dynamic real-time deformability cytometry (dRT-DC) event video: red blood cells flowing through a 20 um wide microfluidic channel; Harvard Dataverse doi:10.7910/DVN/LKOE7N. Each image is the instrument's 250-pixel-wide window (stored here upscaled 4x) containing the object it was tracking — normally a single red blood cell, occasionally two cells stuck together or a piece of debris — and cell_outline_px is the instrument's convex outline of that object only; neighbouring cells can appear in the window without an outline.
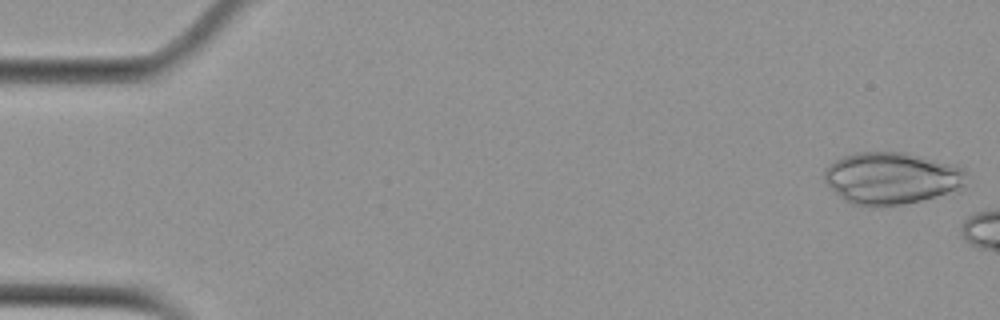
{"species": "Egyptian fruit bat (a non-hibernating species)", "species_latin": "Rousettus aegyptiacus", "temperature_condition": "cold", "stored_images_in_passage": 6, "camera_frame_rate_fps": 3000, "um_per_image_px": 0.085, "animal": {"sex": "female"}, "frame": {"image": 1, "passage_image": 1, "time_ms": 0.0, "image_size_px": [1000, 320], "cell_outline_px": [[968, 172], [964, 188], [936, 196], [920, 200], [900, 204], [852, 204], [844, 200], [824, 180], [824, 168], [828, 164], [844, 156], [856, 152], [904, 152], [956, 164], [964, 168]], "centroid_in_image_um": [75.83, 15.1], "position_along_channel_um": 9.2, "area_um2": 42.77}}